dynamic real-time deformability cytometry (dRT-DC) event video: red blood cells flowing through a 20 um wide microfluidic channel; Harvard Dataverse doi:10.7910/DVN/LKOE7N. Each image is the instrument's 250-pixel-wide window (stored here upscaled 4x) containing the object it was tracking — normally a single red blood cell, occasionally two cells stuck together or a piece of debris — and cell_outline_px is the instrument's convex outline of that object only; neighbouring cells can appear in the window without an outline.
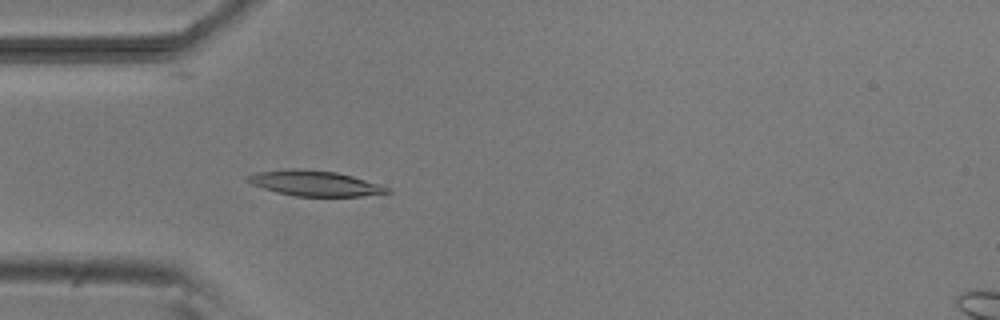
{"species": "common noctule bat (a hibernating species)", "species_latin": "Nyctalus noctula", "temperature_condition": "room temperature", "stored_images_in_passage": 4, "camera_frame_rate_fps": 3000, "um_per_image_px": 0.085, "animal": {"sex": "male", "body_mass_g": 20.5, "forearm_length_mm": 52.5}, "frame": {"image": 1, "passage_image": 4, "time_ms": 4.333, "image_size_px": [1000, 320], "cell_outline_px": [[392, 192], [360, 196], [296, 196], [276, 192], [252, 184], [244, 180], [244, 176], [256, 172], [300, 168], [336, 172], [352, 176], [380, 184], [388, 188]], "centroid_in_image_um": [26.72, 15.57], "position_along_channel_um": 58.3, "area_um2": 20.52}}